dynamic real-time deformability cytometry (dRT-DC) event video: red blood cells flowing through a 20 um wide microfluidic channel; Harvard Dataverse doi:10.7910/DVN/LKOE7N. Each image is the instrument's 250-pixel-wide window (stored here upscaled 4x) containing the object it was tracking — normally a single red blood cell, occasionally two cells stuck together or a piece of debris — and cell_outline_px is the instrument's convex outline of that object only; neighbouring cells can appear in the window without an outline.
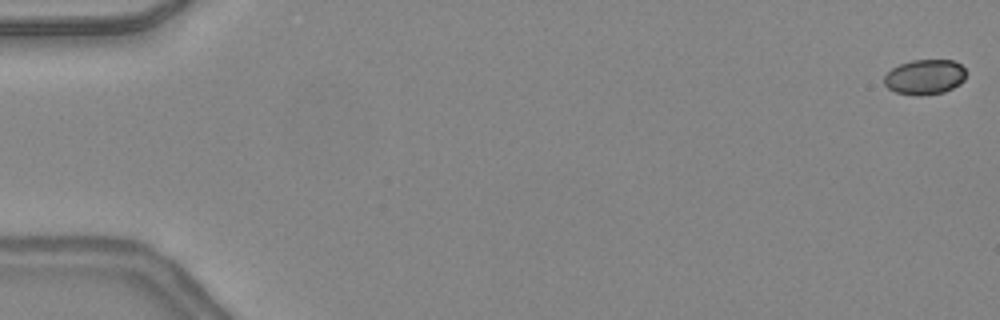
{"species": "common noctule bat (a hibernating species)", "species_latin": "Nyctalus noctula", "temperature_condition": "warm", "stored_images_in_passage": 48, "camera_frame_rate_fps": 3000, "um_per_image_px": 0.085, "animal": {"sex": "female", "body_mass_g": 24.6, "forearm_length_mm": 56.2}, "frame": {"image": 1, "passage_image": 1, "time_ms": 0.0, "image_size_px": [1000, 320], "cell_outline_px": [[964, 80], [960, 84], [944, 92], [920, 96], [916, 96], [896, 92], [888, 88], [884, 84], [884, 76], [892, 68], [900, 64], [912, 60], [952, 60], [960, 64], [964, 68]], "centroid_in_image_um": [78.59, 6.55], "position_along_channel_um": 6.4, "area_um2": 16.7}}
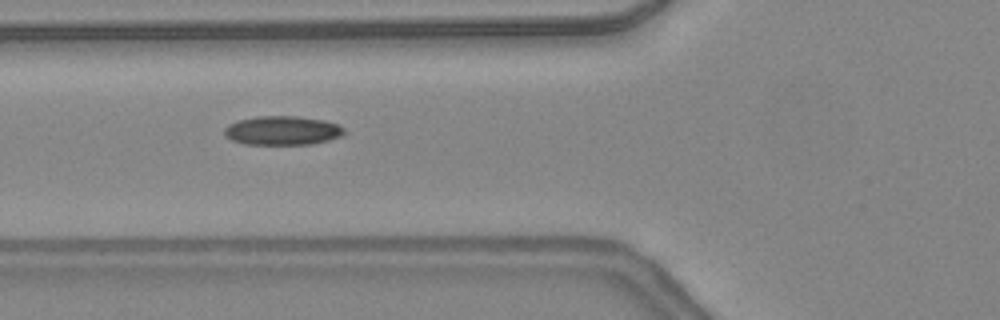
{"frame": {"image": 2, "passage_image": 19, "time_ms": 6.0, "image_size_px": [1000, 320], "cell_outline_px": [[348, 132], [344, 136], [312, 144], [244, 144], [232, 140], [224, 136], [224, 128], [228, 124], [240, 120], [256, 116], [296, 116], [324, 120], [340, 124]], "centroid_in_image_um": [24.05, 11.09], "position_along_channel_um": 101.7, "area_um2": 20.52}}
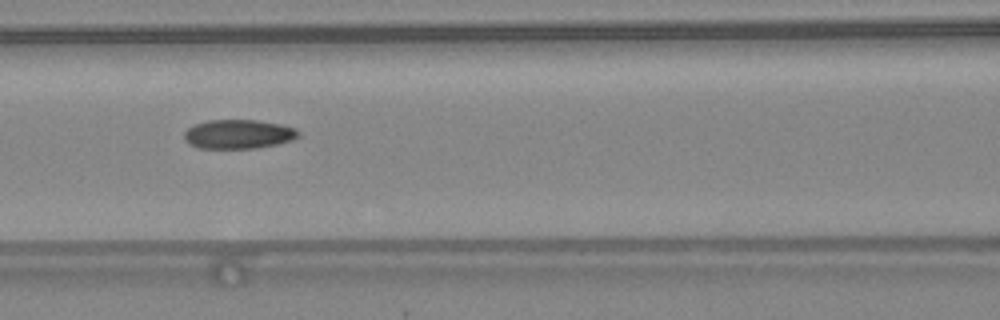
{"frame": {"image": 3, "passage_image": 22, "time_ms": 7.0, "image_size_px": [1000, 320], "cell_outline_px": [[300, 136], [292, 140], [276, 144], [256, 148], [200, 148], [188, 144], [184, 140], [184, 132], [192, 124], [208, 120], [256, 120], [280, 124], [296, 128], [300, 132]], "centroid_in_image_um": [20.25, 11.4], "position_along_channel_um": 146.4, "area_um2": 19.54}, "authors_computed_cell_mechanics": {"area_um2": 19.2763, "velocity_mm_per_s": 4.3931, "shape_relaxation_time_tau1_ms": null, "shape_relaxation_time_tau2_ms": 1.5598, "deformation_change_tau1": null, "deformation_change_tau2": 0.0715}}